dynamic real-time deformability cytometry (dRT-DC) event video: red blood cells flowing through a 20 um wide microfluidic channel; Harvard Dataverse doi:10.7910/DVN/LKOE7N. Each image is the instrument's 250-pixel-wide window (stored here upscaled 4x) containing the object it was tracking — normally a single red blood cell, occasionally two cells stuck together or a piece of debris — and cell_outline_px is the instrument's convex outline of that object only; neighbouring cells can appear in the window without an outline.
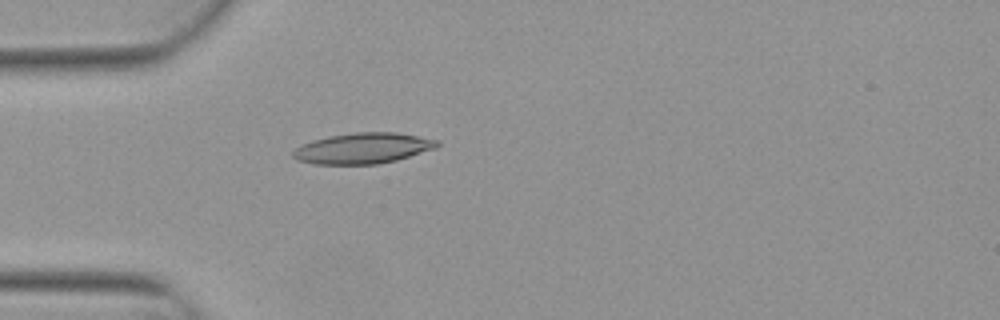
{"species": "Egyptian fruit bat (a non-hibernating species)", "species_latin": "Rousettus aegyptiacus", "temperature_condition": "warm", "stored_images_in_passage": 4, "camera_frame_rate_fps": 3000, "um_per_image_px": 0.085, "animal": {"sex": "female"}, "frame": {"image": 1, "passage_image": 4, "time_ms": 1.0, "image_size_px": [1000, 320], "cell_outline_px": [[440, 144], [436, 148], [396, 160], [376, 164], [316, 164], [300, 160], [292, 156], [292, 152], [296, 148], [312, 140], [328, 136], [356, 132], [396, 132], [440, 140]], "centroid_in_image_um": [30.88, 12.59], "position_along_channel_um": 54.1, "area_um2": 25.66}}